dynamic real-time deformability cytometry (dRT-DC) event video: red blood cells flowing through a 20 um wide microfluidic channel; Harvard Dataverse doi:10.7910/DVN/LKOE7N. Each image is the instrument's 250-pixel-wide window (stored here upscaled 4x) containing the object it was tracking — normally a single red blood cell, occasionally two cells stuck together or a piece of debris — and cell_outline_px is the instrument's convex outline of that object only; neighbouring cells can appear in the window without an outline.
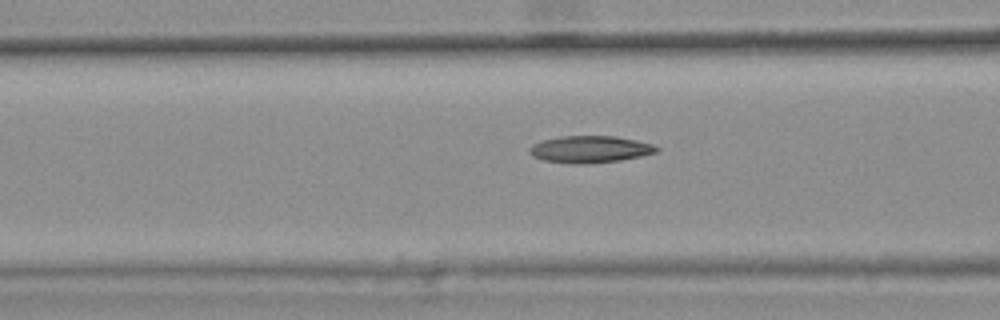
{"species": "common noctule bat (a hibernating species)", "species_latin": "Nyctalus noctula", "temperature_condition": "warm", "stored_images_in_passage": 48, "camera_frame_rate_fps": 3000, "um_per_image_px": 0.085, "animal": {"sex": "female", "body_mass_g": 25.1}, "frame": {"image": 1, "passage_image": 21, "time_ms": 6.667, "image_size_px": [1000, 320], "cell_outline_px": [[660, 148], [656, 152], [640, 156], [620, 160], [580, 164], [576, 164], [544, 160], [532, 156], [528, 152], [528, 148], [532, 144], [540, 140], [560, 136], [616, 136], [636, 140], [652, 144]], "centroid_in_image_um": [50.1, 12.67], "position_along_channel_um": 116.5, "area_um2": 19.94}, "authors_computed_cell_mechanics": {"area_um2": 19.4786, "velocity_mm_per_s": 3.7902, "shape_relaxation_time_tau1_ms": null, "shape_relaxation_time_tau2_ms": 3.7751, "deformation_change_tau1": null, "deformation_change_tau2": 0.1257}}